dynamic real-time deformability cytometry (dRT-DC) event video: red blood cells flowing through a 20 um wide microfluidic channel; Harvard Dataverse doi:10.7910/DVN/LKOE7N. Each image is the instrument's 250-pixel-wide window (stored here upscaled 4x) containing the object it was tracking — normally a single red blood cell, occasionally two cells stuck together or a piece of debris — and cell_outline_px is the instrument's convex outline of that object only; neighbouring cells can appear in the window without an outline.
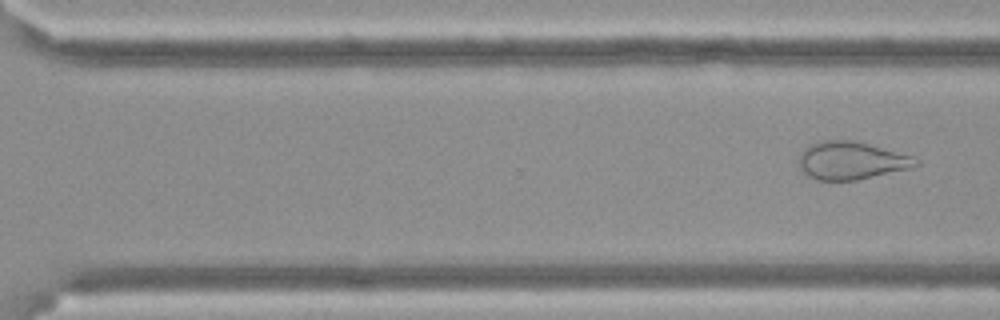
{"species": "Egyptian fruit bat (a non-hibernating species)", "species_latin": "Rousettus aegyptiacus", "temperature_condition": "cold", "stored_images_in_passage": 12, "camera_frame_rate_fps": 3000, "um_per_image_px": 0.085, "frame": {"image": 1, "passage_image": 12, "time_ms": 3.667, "image_size_px": [1000, 320], "cell_outline_px": [[920, 164], [908, 168], [856, 180], [816, 180], [800, 172], [796, 164], [800, 152], [808, 144], [820, 140], [852, 140], [868, 144], [912, 156], [920, 160]], "centroid_in_image_um": [72.24, 13.64], "position_along_channel_um": 298.4, "area_um2": 25.95}}